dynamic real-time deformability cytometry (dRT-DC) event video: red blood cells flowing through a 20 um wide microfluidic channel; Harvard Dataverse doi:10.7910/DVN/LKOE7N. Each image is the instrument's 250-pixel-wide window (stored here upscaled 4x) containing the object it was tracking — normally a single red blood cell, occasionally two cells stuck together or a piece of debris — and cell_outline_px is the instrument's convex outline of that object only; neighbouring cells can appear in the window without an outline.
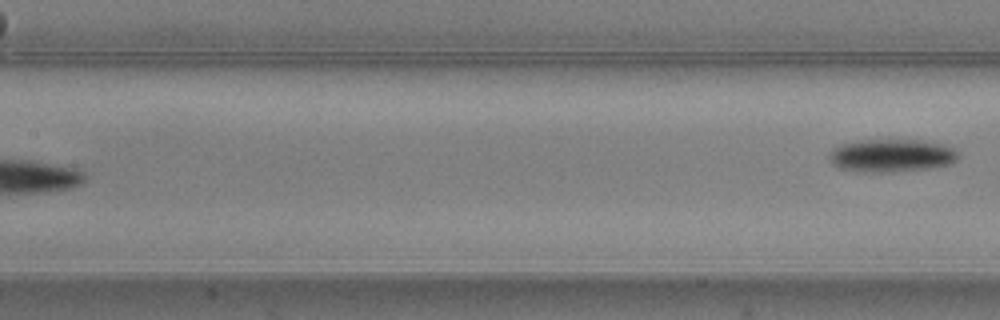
{"species": "common noctule bat (a hibernating species)", "species_latin": "Nyctalus noctula", "temperature_condition": "warm", "stored_images_in_passage": 7, "segment_of_instrument_passage": [2, 2], "camera_frame_rate_fps": 3000, "um_per_image_px": 0.085, "animal": {"sex": "male", "body_mass_g": 20.5, "forearm_length_mm": 52.5}, "frame": {"image": 1, "passage_image": 7, "time_ms": 2.0, "image_size_px": [1000, 320], "cell_outline_px": [[960, 156], [952, 164], [932, 168], [892, 172], [864, 172], [840, 168], [832, 164], [828, 156], [832, 148], [840, 144], [860, 140], [920, 140], [944, 144], [956, 148], [960, 152]], "centroid_in_image_um": [75.83, 13.22], "position_along_channel_um": 131.6, "area_um2": 25.2}}